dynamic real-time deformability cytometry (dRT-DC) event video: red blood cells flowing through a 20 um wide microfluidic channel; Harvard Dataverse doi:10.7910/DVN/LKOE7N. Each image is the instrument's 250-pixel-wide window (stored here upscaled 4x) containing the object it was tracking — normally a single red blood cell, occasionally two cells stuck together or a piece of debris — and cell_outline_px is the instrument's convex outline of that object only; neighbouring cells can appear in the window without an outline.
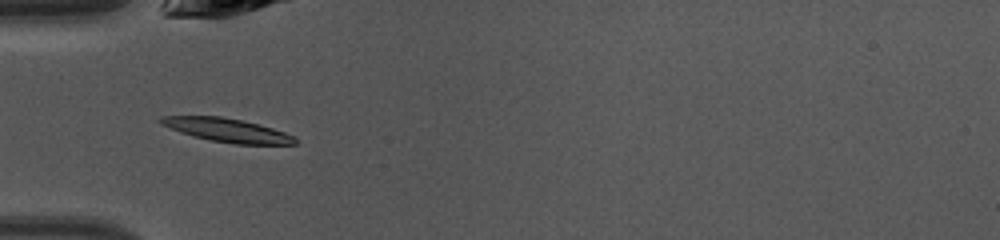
{"species": "common noctule bat (a hibernating species)", "species_latin": "Nyctalus noctula", "temperature_condition": "warm", "stored_images_in_passage": 33, "camera_frame_rate_fps": 3000, "um_per_image_px": 0.085, "animal": {"sex": "female", "body_mass_g": 10.0, "forearm_length_mm": 53.1}, "frame": {"image": 1, "passage_image": 2, "time_ms": 0.333, "image_size_px": [1000, 240], "cell_outline_px": [[296, 144], [236, 144], [212, 140], [192, 136], [180, 132], [160, 124], [156, 120], [160, 116], [220, 116], [260, 124], [296, 136]], "centroid_in_image_um": [19.28, 11.05], "position_along_channel_um": 65.7, "area_um2": 18.44}}
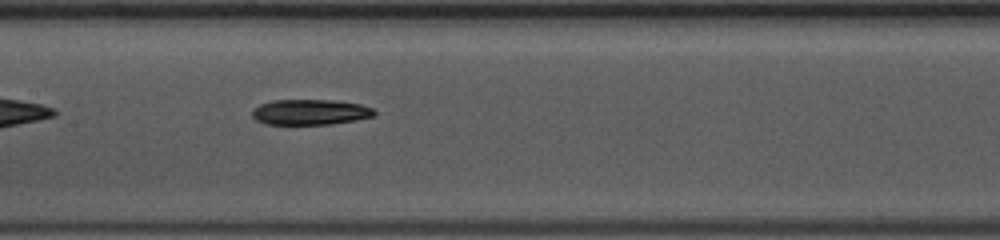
{"frame": {"image": 2, "passage_image": 10, "time_ms": 3.0, "image_size_px": [1000, 240], "cell_outline_px": [[376, 112], [372, 116], [356, 120], [328, 124], [268, 124], [256, 120], [252, 116], [252, 108], [260, 104], [272, 100], [332, 100], [360, 104], [372, 108]], "centroid_in_image_um": [26.33, 9.52], "position_along_channel_um": 181.1, "area_um2": 18.03}}
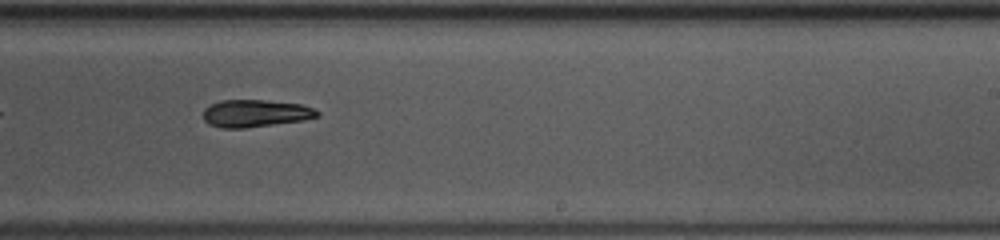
{"frame": {"image": 3, "passage_image": 16, "time_ms": 5.0, "image_size_px": [1000, 240], "cell_outline_px": [[320, 116], [304, 120], [244, 128], [220, 128], [208, 124], [204, 120], [204, 108], [208, 104], [220, 100], [264, 100], [300, 104], [312, 108], [320, 112]], "centroid_in_image_um": [21.68, 9.63], "position_along_channel_um": 267.3, "area_um2": 18.26}, "authors_computed_cell_mechanics": {"area_um2": 18.785, "velocity_mm_per_s": 4.3275, "shape_relaxation_time_tau1_ms": 8.8705, "shape_relaxation_time_tau2_ms": null, "deformation_change_tau1": 0.2378, "deformation_change_tau2": null}}